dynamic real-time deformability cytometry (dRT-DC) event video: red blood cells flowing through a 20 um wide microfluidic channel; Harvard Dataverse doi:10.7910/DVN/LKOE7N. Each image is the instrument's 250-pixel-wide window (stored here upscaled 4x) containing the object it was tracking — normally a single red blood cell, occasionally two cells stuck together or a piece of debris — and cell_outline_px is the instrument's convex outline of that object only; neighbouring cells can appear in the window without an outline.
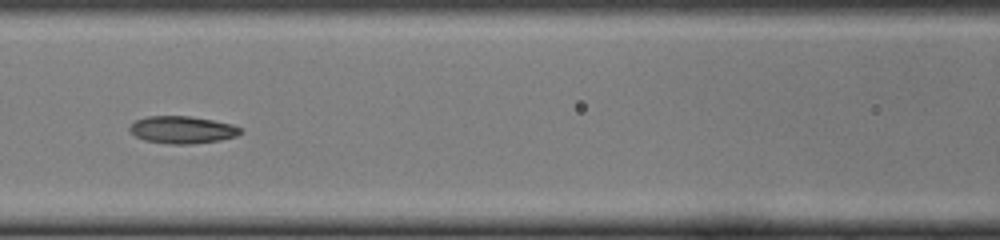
{"species": "common noctule bat (a hibernating species)", "species_latin": "Nyctalus noctula", "temperature_condition": "cold", "stored_images_in_passage": 24, "camera_frame_rate_fps": 3000, "um_per_image_px": 0.085, "animal": {"sex": "female", "body_mass_g": 22.0, "forearm_length_mm": 56.7}, "frame": {"image": 1, "passage_image": 21, "time_ms": 6.667, "image_size_px": [1000, 240], "cell_outline_px": [[244, 132], [236, 136], [220, 140], [192, 144], [168, 144], [144, 140], [136, 136], [128, 128], [136, 120], [148, 116], [188, 116], [212, 120], [232, 124], [240, 128]], "centroid_in_image_um": [15.51, 11.04], "position_along_channel_um": 151.1, "area_um2": 17.57}}
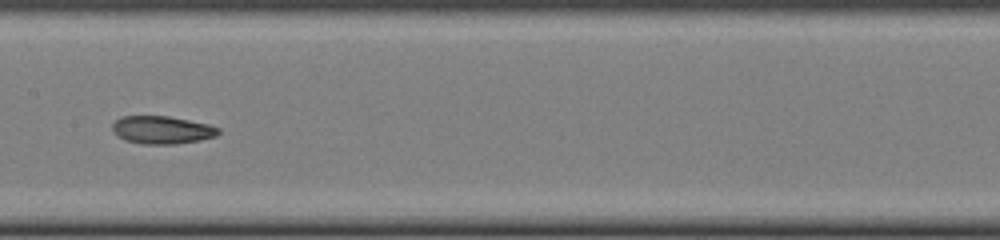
{"frame": {"image": 2, "passage_image": 24, "time_ms": 7.667, "image_size_px": [1000, 240], "cell_outline_px": [[220, 132], [216, 136], [200, 140], [176, 144], [140, 144], [124, 140], [116, 136], [112, 132], [112, 124], [120, 116], [168, 116], [208, 124], [220, 128]], "centroid_in_image_um": [13.73, 11.05], "position_along_channel_um": 193.7, "area_um2": 17.4}}